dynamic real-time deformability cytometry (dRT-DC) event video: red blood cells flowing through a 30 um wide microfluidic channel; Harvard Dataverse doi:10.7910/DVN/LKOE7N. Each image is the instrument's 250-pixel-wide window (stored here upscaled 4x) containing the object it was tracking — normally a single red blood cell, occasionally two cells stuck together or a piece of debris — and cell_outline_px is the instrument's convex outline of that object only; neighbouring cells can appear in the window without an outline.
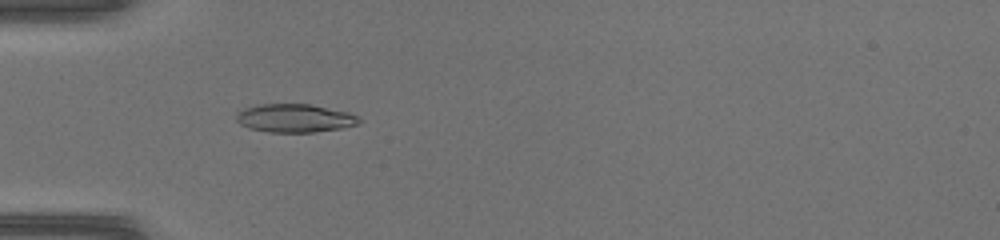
{"species": "common noctule bat (a hibernating species)", "species_latin": "Nyctalus noctula", "temperature_condition": "warm", "stored_images_in_passage": 33, "camera_frame_rate_fps": 3000, "um_per_image_px": 0.085, "animal": {"sex": "female", "body_mass_g": 17.0, "forearm_length_mm": 48.0}, "frame": {"image": 1, "passage_image": 2, "time_ms": 0.333, "image_size_px": [1000, 240], "cell_outline_px": [[360, 124], [340, 128], [312, 132], [268, 132], [248, 128], [240, 124], [236, 120], [236, 116], [244, 108], [260, 104], [308, 104], [348, 112], [356, 116], [360, 120]], "centroid_in_image_um": [25.03, 10.05], "position_along_channel_um": 60.0, "area_um2": 20.06}}
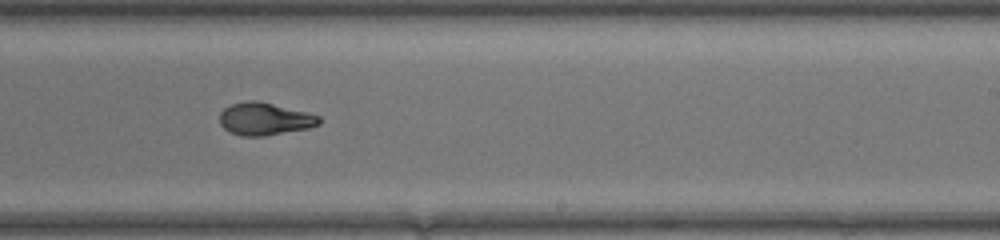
{"frame": {"image": 2, "passage_image": 16, "time_ms": 5.0, "image_size_px": [1000, 240], "cell_outline_px": [[320, 124], [308, 128], [264, 136], [240, 136], [224, 128], [220, 124], [220, 112], [224, 108], [232, 104], [248, 100], [260, 100], [308, 112], [320, 116]], "centroid_in_image_um": [22.51, 10.09], "position_along_channel_um": 266.5, "area_um2": 18.96}}
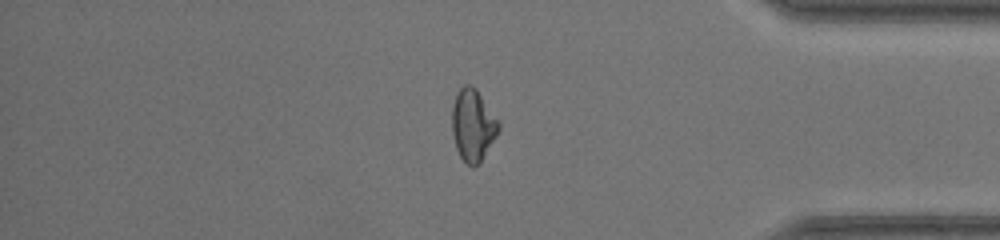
{"frame": {"image": 3, "passage_image": 26, "time_ms": 8.333, "image_size_px": [1000, 240], "cell_outline_px": [[500, 128], [496, 136], [480, 160], [472, 168], [460, 156], [456, 148], [452, 132], [452, 104], [456, 92], [464, 84], [468, 84], [476, 88], [500, 120]], "centroid_in_image_um": [40.19, 10.57], "position_along_channel_um": 395.0, "area_um2": 19.54}}